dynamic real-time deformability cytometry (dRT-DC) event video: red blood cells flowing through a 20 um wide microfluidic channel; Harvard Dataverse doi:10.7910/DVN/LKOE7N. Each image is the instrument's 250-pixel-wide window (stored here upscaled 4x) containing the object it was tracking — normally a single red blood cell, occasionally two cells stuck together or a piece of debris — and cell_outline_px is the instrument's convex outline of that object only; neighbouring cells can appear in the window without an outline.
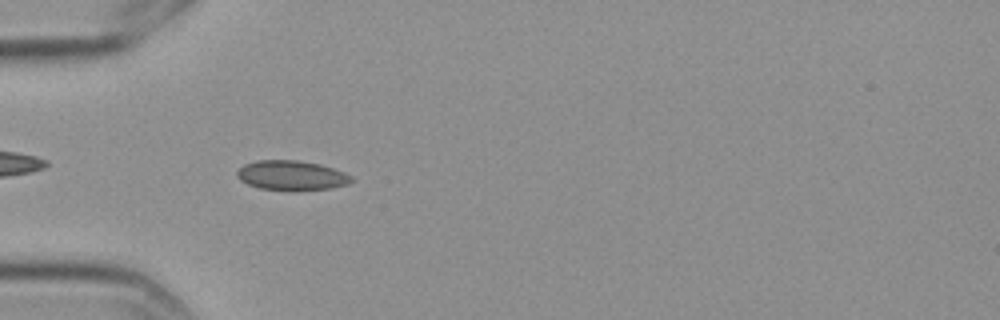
{"species": "Egyptian fruit bat (a non-hibernating species)", "species_latin": "Rousettus aegyptiacus", "temperature_condition": "cold", "stored_images_in_passage": 4, "camera_frame_rate_fps": 3000, "um_per_image_px": 0.085, "frame": {"image": 1, "passage_image": 3, "time_ms": 0.667, "image_size_px": [1000, 320], "cell_outline_px": [[356, 180], [348, 184], [332, 188], [292, 192], [288, 192], [260, 188], [248, 184], [240, 180], [236, 176], [236, 172], [244, 164], [256, 160], [296, 160], [320, 164], [344, 172], [352, 176]], "centroid_in_image_um": [24.8, 14.93], "position_along_channel_um": 60.2, "area_um2": 20.29}}
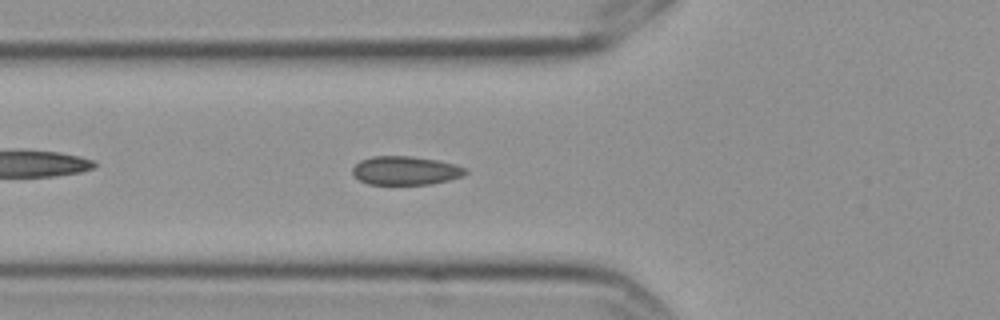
{"frame": {"image": 2, "passage_image": 4, "time_ms": 1.0, "image_size_px": [1000, 320], "cell_outline_px": [[468, 172], [464, 176], [432, 184], [368, 184], [352, 176], [352, 168], [360, 160], [372, 156], [408, 156], [436, 160], [456, 164], [468, 168]], "centroid_in_image_um": [34.48, 14.5], "position_along_channel_um": 91.3, "area_um2": 19.02}}